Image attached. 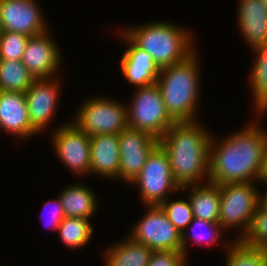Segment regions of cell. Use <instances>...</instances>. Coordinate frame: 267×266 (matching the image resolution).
Masks as SVG:
<instances>
[{"label":"cell","mask_w":267,"mask_h":266,"mask_svg":"<svg viewBox=\"0 0 267 266\" xmlns=\"http://www.w3.org/2000/svg\"><path fill=\"white\" fill-rule=\"evenodd\" d=\"M263 5L267 8V0H262Z\"/></svg>","instance_id":"obj_34"},{"label":"cell","mask_w":267,"mask_h":266,"mask_svg":"<svg viewBox=\"0 0 267 266\" xmlns=\"http://www.w3.org/2000/svg\"><path fill=\"white\" fill-rule=\"evenodd\" d=\"M62 190L59 199L65 217L90 219L95 215L98 202L91 188L79 183L64 187Z\"/></svg>","instance_id":"obj_20"},{"label":"cell","mask_w":267,"mask_h":266,"mask_svg":"<svg viewBox=\"0 0 267 266\" xmlns=\"http://www.w3.org/2000/svg\"><path fill=\"white\" fill-rule=\"evenodd\" d=\"M242 241L250 246L267 249V210L260 204L253 216L251 227Z\"/></svg>","instance_id":"obj_29"},{"label":"cell","mask_w":267,"mask_h":266,"mask_svg":"<svg viewBox=\"0 0 267 266\" xmlns=\"http://www.w3.org/2000/svg\"><path fill=\"white\" fill-rule=\"evenodd\" d=\"M56 78L35 79L25 92L31 126L41 133L57 111L61 87ZM56 110V111H55Z\"/></svg>","instance_id":"obj_13"},{"label":"cell","mask_w":267,"mask_h":266,"mask_svg":"<svg viewBox=\"0 0 267 266\" xmlns=\"http://www.w3.org/2000/svg\"><path fill=\"white\" fill-rule=\"evenodd\" d=\"M261 184H267V148L265 151V158H264V164H263V169L261 173Z\"/></svg>","instance_id":"obj_32"},{"label":"cell","mask_w":267,"mask_h":266,"mask_svg":"<svg viewBox=\"0 0 267 266\" xmlns=\"http://www.w3.org/2000/svg\"><path fill=\"white\" fill-rule=\"evenodd\" d=\"M198 121L175 122L159 139L168 154L171 173L181 188L209 180L212 134Z\"/></svg>","instance_id":"obj_2"},{"label":"cell","mask_w":267,"mask_h":266,"mask_svg":"<svg viewBox=\"0 0 267 266\" xmlns=\"http://www.w3.org/2000/svg\"><path fill=\"white\" fill-rule=\"evenodd\" d=\"M29 36L22 33L2 31L0 35V59L22 60Z\"/></svg>","instance_id":"obj_28"},{"label":"cell","mask_w":267,"mask_h":266,"mask_svg":"<svg viewBox=\"0 0 267 266\" xmlns=\"http://www.w3.org/2000/svg\"><path fill=\"white\" fill-rule=\"evenodd\" d=\"M139 186L140 199L146 206L160 205L170 193L181 191L175 183L168 154L158 145L148 156L140 174L130 183Z\"/></svg>","instance_id":"obj_8"},{"label":"cell","mask_w":267,"mask_h":266,"mask_svg":"<svg viewBox=\"0 0 267 266\" xmlns=\"http://www.w3.org/2000/svg\"><path fill=\"white\" fill-rule=\"evenodd\" d=\"M254 183L256 182L220 185L219 224L225 231L242 226L236 240H242L248 233L260 202L261 191Z\"/></svg>","instance_id":"obj_5"},{"label":"cell","mask_w":267,"mask_h":266,"mask_svg":"<svg viewBox=\"0 0 267 266\" xmlns=\"http://www.w3.org/2000/svg\"><path fill=\"white\" fill-rule=\"evenodd\" d=\"M183 251H153L147 266H187Z\"/></svg>","instance_id":"obj_30"},{"label":"cell","mask_w":267,"mask_h":266,"mask_svg":"<svg viewBox=\"0 0 267 266\" xmlns=\"http://www.w3.org/2000/svg\"><path fill=\"white\" fill-rule=\"evenodd\" d=\"M192 224H193V227L191 228L194 231L192 235H190L187 232H183L181 234L182 251L186 257H187V254H186L187 245H188V242H190L192 239H193L192 242L195 241V243H199L205 246L212 247L211 245L218 243L217 241L220 240L219 237L221 236V233H223L222 231L224 230L219 223L208 222V221L196 218V217H193V220L191 221L189 226ZM195 229L196 230L200 229L201 231L199 230L200 231L199 232L198 230L196 231Z\"/></svg>","instance_id":"obj_26"},{"label":"cell","mask_w":267,"mask_h":266,"mask_svg":"<svg viewBox=\"0 0 267 266\" xmlns=\"http://www.w3.org/2000/svg\"><path fill=\"white\" fill-rule=\"evenodd\" d=\"M231 242H226L225 266H267V249L247 245L242 240Z\"/></svg>","instance_id":"obj_25"},{"label":"cell","mask_w":267,"mask_h":266,"mask_svg":"<svg viewBox=\"0 0 267 266\" xmlns=\"http://www.w3.org/2000/svg\"><path fill=\"white\" fill-rule=\"evenodd\" d=\"M127 107L128 127L147 132L157 139L175 123L168 114L157 84L136 88Z\"/></svg>","instance_id":"obj_6"},{"label":"cell","mask_w":267,"mask_h":266,"mask_svg":"<svg viewBox=\"0 0 267 266\" xmlns=\"http://www.w3.org/2000/svg\"><path fill=\"white\" fill-rule=\"evenodd\" d=\"M264 193V194H263ZM263 193H260V202L259 204L267 210V189L263 191Z\"/></svg>","instance_id":"obj_33"},{"label":"cell","mask_w":267,"mask_h":266,"mask_svg":"<svg viewBox=\"0 0 267 266\" xmlns=\"http://www.w3.org/2000/svg\"><path fill=\"white\" fill-rule=\"evenodd\" d=\"M195 50L185 60L160 69L156 84L175 122L197 121L200 93L199 56Z\"/></svg>","instance_id":"obj_3"},{"label":"cell","mask_w":267,"mask_h":266,"mask_svg":"<svg viewBox=\"0 0 267 266\" xmlns=\"http://www.w3.org/2000/svg\"><path fill=\"white\" fill-rule=\"evenodd\" d=\"M187 199V201L181 199L170 202L168 197L159 205L180 234L188 232L189 224L193 220L192 206L189 198Z\"/></svg>","instance_id":"obj_27"},{"label":"cell","mask_w":267,"mask_h":266,"mask_svg":"<svg viewBox=\"0 0 267 266\" xmlns=\"http://www.w3.org/2000/svg\"><path fill=\"white\" fill-rule=\"evenodd\" d=\"M237 13L243 39L252 50L267 43V8L262 0H240Z\"/></svg>","instance_id":"obj_18"},{"label":"cell","mask_w":267,"mask_h":266,"mask_svg":"<svg viewBox=\"0 0 267 266\" xmlns=\"http://www.w3.org/2000/svg\"><path fill=\"white\" fill-rule=\"evenodd\" d=\"M120 36L128 45L120 63L125 79L135 88L156 84L160 69L152 56L137 47L123 32Z\"/></svg>","instance_id":"obj_16"},{"label":"cell","mask_w":267,"mask_h":266,"mask_svg":"<svg viewBox=\"0 0 267 266\" xmlns=\"http://www.w3.org/2000/svg\"><path fill=\"white\" fill-rule=\"evenodd\" d=\"M47 20L36 0H0L2 31L35 36L46 32Z\"/></svg>","instance_id":"obj_12"},{"label":"cell","mask_w":267,"mask_h":266,"mask_svg":"<svg viewBox=\"0 0 267 266\" xmlns=\"http://www.w3.org/2000/svg\"><path fill=\"white\" fill-rule=\"evenodd\" d=\"M121 30L137 47L152 56L159 69L185 60L196 50L192 32L173 23L154 21Z\"/></svg>","instance_id":"obj_4"},{"label":"cell","mask_w":267,"mask_h":266,"mask_svg":"<svg viewBox=\"0 0 267 266\" xmlns=\"http://www.w3.org/2000/svg\"><path fill=\"white\" fill-rule=\"evenodd\" d=\"M17 138H27L38 133L30 123L25 93L0 91V131Z\"/></svg>","instance_id":"obj_15"},{"label":"cell","mask_w":267,"mask_h":266,"mask_svg":"<svg viewBox=\"0 0 267 266\" xmlns=\"http://www.w3.org/2000/svg\"><path fill=\"white\" fill-rule=\"evenodd\" d=\"M256 59L252 65L250 85L258 116L267 112V43L253 49ZM259 113V114H258Z\"/></svg>","instance_id":"obj_22"},{"label":"cell","mask_w":267,"mask_h":266,"mask_svg":"<svg viewBox=\"0 0 267 266\" xmlns=\"http://www.w3.org/2000/svg\"><path fill=\"white\" fill-rule=\"evenodd\" d=\"M104 252L105 266H147L153 250L126 237Z\"/></svg>","instance_id":"obj_21"},{"label":"cell","mask_w":267,"mask_h":266,"mask_svg":"<svg viewBox=\"0 0 267 266\" xmlns=\"http://www.w3.org/2000/svg\"><path fill=\"white\" fill-rule=\"evenodd\" d=\"M48 32L29 37L21 60L36 79L53 78L61 69V51Z\"/></svg>","instance_id":"obj_14"},{"label":"cell","mask_w":267,"mask_h":266,"mask_svg":"<svg viewBox=\"0 0 267 266\" xmlns=\"http://www.w3.org/2000/svg\"><path fill=\"white\" fill-rule=\"evenodd\" d=\"M61 126V127H60ZM53 132L52 146L57 157L73 174L83 176L90 173V136L73 122L60 125Z\"/></svg>","instance_id":"obj_10"},{"label":"cell","mask_w":267,"mask_h":266,"mask_svg":"<svg viewBox=\"0 0 267 266\" xmlns=\"http://www.w3.org/2000/svg\"><path fill=\"white\" fill-rule=\"evenodd\" d=\"M148 209L131 229L130 238L153 251H182L181 234L167 218L159 205L145 206Z\"/></svg>","instance_id":"obj_9"},{"label":"cell","mask_w":267,"mask_h":266,"mask_svg":"<svg viewBox=\"0 0 267 266\" xmlns=\"http://www.w3.org/2000/svg\"><path fill=\"white\" fill-rule=\"evenodd\" d=\"M35 79L21 60L0 59V91L25 93Z\"/></svg>","instance_id":"obj_23"},{"label":"cell","mask_w":267,"mask_h":266,"mask_svg":"<svg viewBox=\"0 0 267 266\" xmlns=\"http://www.w3.org/2000/svg\"><path fill=\"white\" fill-rule=\"evenodd\" d=\"M96 97H91L81 105L72 122L90 137L119 135L128 127V106L107 97Z\"/></svg>","instance_id":"obj_7"},{"label":"cell","mask_w":267,"mask_h":266,"mask_svg":"<svg viewBox=\"0 0 267 266\" xmlns=\"http://www.w3.org/2000/svg\"><path fill=\"white\" fill-rule=\"evenodd\" d=\"M259 126L248 124L220 142L212 135L208 181L218 185L261 181L267 131Z\"/></svg>","instance_id":"obj_1"},{"label":"cell","mask_w":267,"mask_h":266,"mask_svg":"<svg viewBox=\"0 0 267 266\" xmlns=\"http://www.w3.org/2000/svg\"><path fill=\"white\" fill-rule=\"evenodd\" d=\"M90 174L102 178L119 179L120 148L117 134H100L90 137Z\"/></svg>","instance_id":"obj_17"},{"label":"cell","mask_w":267,"mask_h":266,"mask_svg":"<svg viewBox=\"0 0 267 266\" xmlns=\"http://www.w3.org/2000/svg\"><path fill=\"white\" fill-rule=\"evenodd\" d=\"M208 182V183H207ZM206 185L199 183L181 188V191L190 189L188 194L193 217L219 223L220 185L207 181ZM192 188V189H191Z\"/></svg>","instance_id":"obj_19"},{"label":"cell","mask_w":267,"mask_h":266,"mask_svg":"<svg viewBox=\"0 0 267 266\" xmlns=\"http://www.w3.org/2000/svg\"><path fill=\"white\" fill-rule=\"evenodd\" d=\"M119 179L131 183L141 172L148 156L159 145L151 134L130 127L119 135Z\"/></svg>","instance_id":"obj_11"},{"label":"cell","mask_w":267,"mask_h":266,"mask_svg":"<svg viewBox=\"0 0 267 266\" xmlns=\"http://www.w3.org/2000/svg\"><path fill=\"white\" fill-rule=\"evenodd\" d=\"M90 221L86 218L64 217L57 228L63 244L72 250L88 244L94 232Z\"/></svg>","instance_id":"obj_24"},{"label":"cell","mask_w":267,"mask_h":266,"mask_svg":"<svg viewBox=\"0 0 267 266\" xmlns=\"http://www.w3.org/2000/svg\"><path fill=\"white\" fill-rule=\"evenodd\" d=\"M45 206H47V207L50 206L51 207L50 209H52L51 210L52 213L50 212L51 216H49L50 218L49 219H46V220H49L48 221V224L47 223L46 224H47V226L49 225L48 228L57 230V228L59 227L61 221L65 217L64 216V210H63L61 201L59 199V196L56 199L47 201L45 203L44 207ZM43 220H44V218H43Z\"/></svg>","instance_id":"obj_31"}]
</instances>
